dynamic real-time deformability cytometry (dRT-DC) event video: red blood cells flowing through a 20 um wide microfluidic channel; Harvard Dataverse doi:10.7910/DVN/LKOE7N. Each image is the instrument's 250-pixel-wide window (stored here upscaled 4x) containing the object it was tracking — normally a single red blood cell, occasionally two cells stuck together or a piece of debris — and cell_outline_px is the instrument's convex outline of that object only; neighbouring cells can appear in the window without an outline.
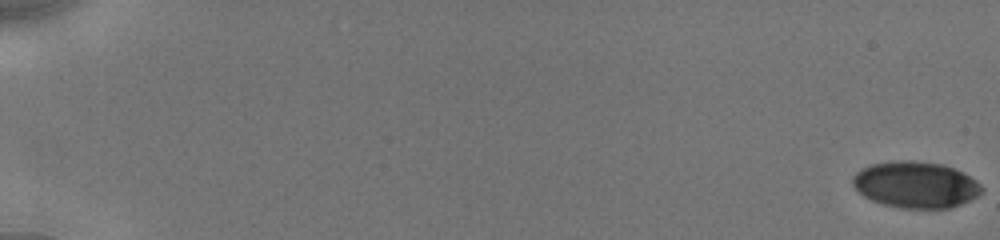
{"species": "human", "species_latin": "Homo sapiens", "temperature_condition": "cold", "stored_images_in_passage": 25, "camera_frame_rate_fps": 3000, "um_per_image_px": 0.085, "donor": {"sex": "male"}, "frame": {"image": 1, "passage_image": 1, "time_ms": 0.0, "image_size_px": [1000, 240], "cell_outline_px": [[984, 192], [960, 204], [948, 208], [900, 208], [880, 204], [864, 196], [852, 184], [852, 176], [856, 172], [872, 164], [892, 160], [908, 160], [944, 164], [976, 180], [984, 188]], "centroid_in_image_um": [77.81, 15.7], "position_along_channel_um": 7.2, "area_um2": 34.8}}
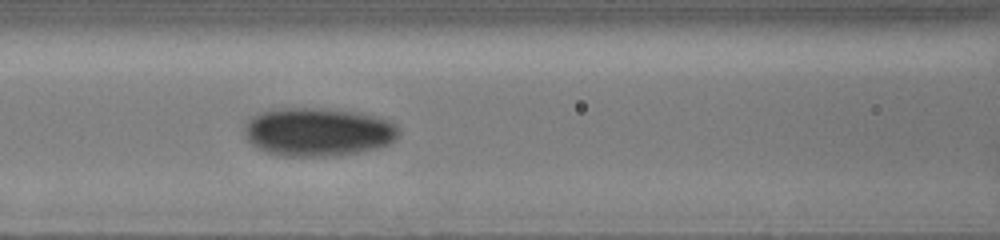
{"frame": {"image": 2, "passage_image": 22, "time_ms": 8.667, "image_size_px": [1000, 240], "cell_outline_px": [[400, 132], [396, 140], [388, 144], [376, 148], [360, 152], [336, 156], [280, 156], [264, 152], [256, 148], [244, 136], [244, 124], [252, 116], [260, 112], [280, 108], [320, 108], [360, 112], [388, 120], [396, 124], [400, 128]], "centroid_in_image_um": [27.02, 11.22], "position_along_channel_um": 139.6, "area_um2": 44.16}}
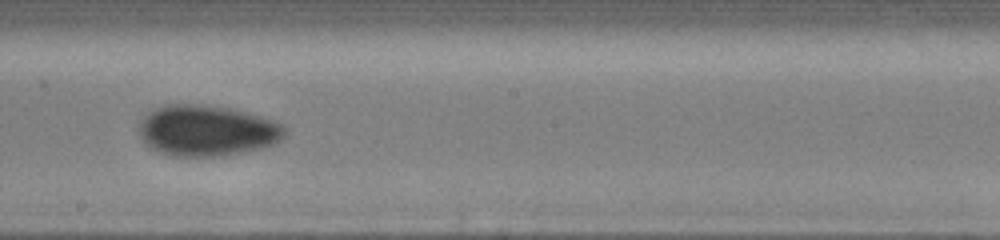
{"frame": {"image": 3, "passage_image": 25, "time_ms": 11.0, "image_size_px": [1000, 240], "cell_outline_px": [[288, 132], [276, 144], [264, 148], [244, 152], [220, 156], [172, 156], [160, 152], [152, 148], [140, 136], [140, 120], [152, 108], [168, 104], [204, 104], [228, 108], [260, 116], [284, 124]], "centroid_in_image_um": [17.62, 11.1], "position_along_channel_um": 230.6, "area_um2": 43.47}}